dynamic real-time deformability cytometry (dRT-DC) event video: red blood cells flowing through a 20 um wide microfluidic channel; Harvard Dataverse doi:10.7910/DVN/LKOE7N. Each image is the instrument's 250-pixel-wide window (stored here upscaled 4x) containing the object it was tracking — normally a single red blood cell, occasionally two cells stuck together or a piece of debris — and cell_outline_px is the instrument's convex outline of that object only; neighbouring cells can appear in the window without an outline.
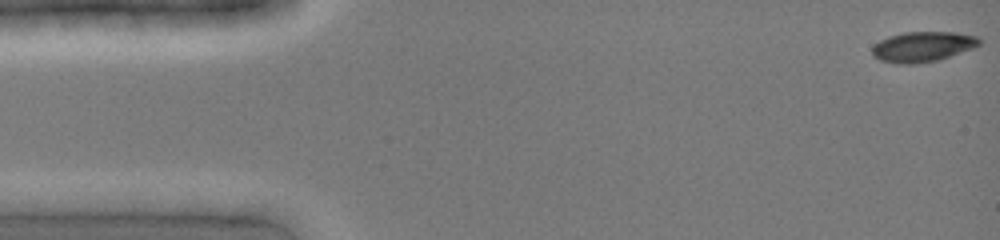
{"species": "common noctule bat (a hibernating species)", "species_latin": "Nyctalus noctula", "temperature_condition": "cold", "stored_images_in_passage": 2, "camera_frame_rate_fps": 3000, "um_per_image_px": 0.085, "animal": {"sex": "female", "body_mass_g": 19.0, "forearm_length_mm": 51.5}, "frame": {"image": 1, "passage_image": 1, "time_ms": 0.0, "image_size_px": [1000, 240], "cell_outline_px": [[980, 44], [972, 48], [940, 60], [916, 64], [900, 64], [880, 60], [872, 56], [872, 48], [880, 40], [888, 36], [904, 32], [956, 32], [980, 36]], "centroid_in_image_um": [78.44, 3.97], "position_along_channel_um": 6.6, "area_um2": 19.02}}